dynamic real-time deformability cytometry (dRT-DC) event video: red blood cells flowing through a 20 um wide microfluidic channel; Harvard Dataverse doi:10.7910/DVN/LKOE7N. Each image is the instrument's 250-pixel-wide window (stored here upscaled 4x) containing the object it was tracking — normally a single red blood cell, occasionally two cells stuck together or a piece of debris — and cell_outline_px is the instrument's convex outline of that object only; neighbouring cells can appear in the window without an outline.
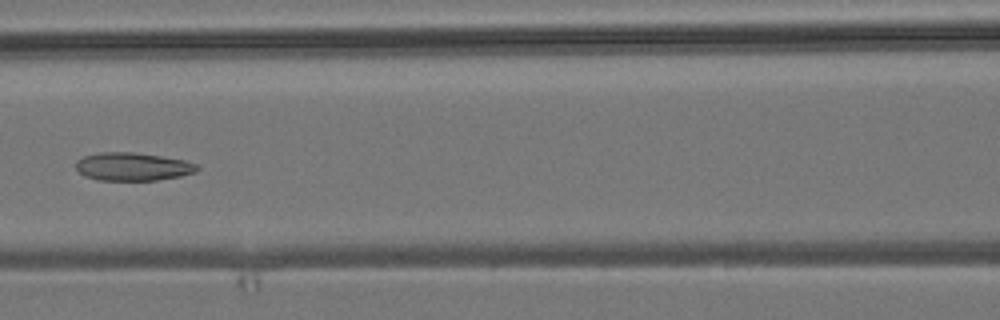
{"species": "common noctule bat (a hibernating species)", "species_latin": "Nyctalus noctula", "temperature_condition": "room temperature", "stored_images_in_passage": 6, "camera_frame_rate_fps": 3000, "um_per_image_px": 0.085, "animal": {"sex": "male", "body_mass_g": 19.2, "forearm_length_mm": 51.8}, "frame": {"image": 1, "passage_image": 6, "time_ms": 6.667, "image_size_px": [1000, 320], "cell_outline_px": [[200, 168], [196, 172], [180, 176], [156, 180], [96, 180], [84, 176], [76, 168], [76, 160], [84, 156], [100, 152], [132, 152], [160, 156], [184, 160], [196, 164]], "centroid_in_image_um": [11.26, 14.16], "position_along_channel_um": 155.3, "area_um2": 19.83}}